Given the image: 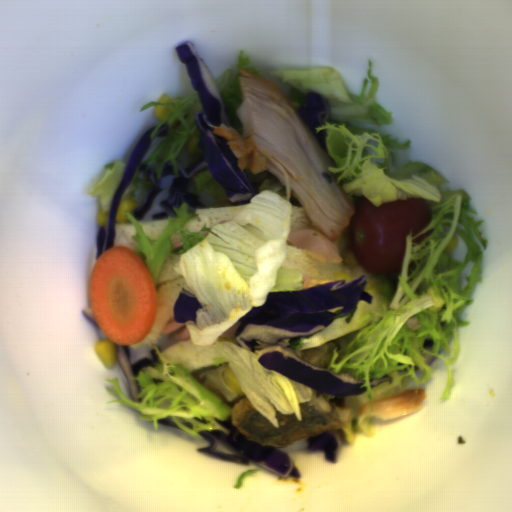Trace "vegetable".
I'll list each match as a JSON object with an SVG mask.
<instances>
[{
    "instance_id": "obj_1",
    "label": "vegetable",
    "mask_w": 512,
    "mask_h": 512,
    "mask_svg": "<svg viewBox=\"0 0 512 512\" xmlns=\"http://www.w3.org/2000/svg\"><path fill=\"white\" fill-rule=\"evenodd\" d=\"M269 74L291 87L285 93L297 110L307 106L309 93H320L328 102L329 119L317 132L326 130V150L336 167L328 166L337 183L355 205L362 196L376 207L386 202L422 198L430 206L432 222L413 236L405 237L400 273L381 274L376 285L384 297L382 308L362 317L359 330L338 338L328 369L347 372L364 381L361 395L352 396L361 408L374 400L406 392L409 382L426 383L434 371L422 354L439 357L447 374L440 400L449 398L453 388L451 367L460 352V327L466 307L473 305L472 292L483 283V254L488 241L482 236L484 219H477L471 197L462 190H444L449 183L435 168L422 162L398 165L395 149L411 147L410 138L398 143L392 134L382 135L369 124L389 126L392 112L378 104L379 80L372 75L369 60L359 95L347 91L338 71L328 66L307 69L279 68ZM435 228L421 244L413 239ZM454 234L459 245L445 252ZM434 340L427 352L424 340ZM392 377L369 387L371 378Z\"/></svg>"
},
{
    "instance_id": "obj_2",
    "label": "vegetable",
    "mask_w": 512,
    "mask_h": 512,
    "mask_svg": "<svg viewBox=\"0 0 512 512\" xmlns=\"http://www.w3.org/2000/svg\"><path fill=\"white\" fill-rule=\"evenodd\" d=\"M186 200L154 240L147 236L134 212H124L132 223L135 253L144 254V264L156 287L163 263L172 250L170 237L180 232V258L172 270L185 278L188 291L199 305L195 321H184L194 345L213 346L228 361L239 385L256 411L276 428L277 412L301 421V402L312 399L311 386L265 368L258 356L269 346L255 341L253 352L233 342L219 341L252 307L264 304L268 292L301 290L302 274L282 268L291 231L292 204L280 179H265L251 201L230 222L199 232L183 225L196 217Z\"/></svg>"
},
{
    "instance_id": "obj_3",
    "label": "vegetable",
    "mask_w": 512,
    "mask_h": 512,
    "mask_svg": "<svg viewBox=\"0 0 512 512\" xmlns=\"http://www.w3.org/2000/svg\"><path fill=\"white\" fill-rule=\"evenodd\" d=\"M152 346L159 362L143 367L135 377L130 378L138 381L137 399H141V402L133 401L122 391L119 377L105 379L112 382L115 388L105 387L106 390L120 398L110 402L140 411V419L151 421L155 430L159 425L157 421L172 417L181 430L202 440H207L199 434L204 431L223 430L226 434L230 433L218 420L231 418L232 408L204 388L182 363L163 356L156 344Z\"/></svg>"
},
{
    "instance_id": "obj_4",
    "label": "vegetable",
    "mask_w": 512,
    "mask_h": 512,
    "mask_svg": "<svg viewBox=\"0 0 512 512\" xmlns=\"http://www.w3.org/2000/svg\"><path fill=\"white\" fill-rule=\"evenodd\" d=\"M168 106L169 113L159 119L156 127L151 133V138L155 137L156 131L164 124L168 125L167 136H162V141L155 147L153 152L146 160H141L134 175L132 182L126 187L121 199L132 198L139 205L142 198L154 187L149 171L154 168L155 179H160L165 163L172 160L174 165L173 175L176 177L178 167L176 159H178L182 149L187 144L190 135H194L196 127L195 119L201 110L203 104L200 100L198 92L191 93L185 99L178 100L177 104L158 103L150 101L140 108V112H144L149 107ZM149 164L145 170L139 171L142 164Z\"/></svg>"
},
{
    "instance_id": "obj_5",
    "label": "vegetable",
    "mask_w": 512,
    "mask_h": 512,
    "mask_svg": "<svg viewBox=\"0 0 512 512\" xmlns=\"http://www.w3.org/2000/svg\"><path fill=\"white\" fill-rule=\"evenodd\" d=\"M244 52L245 51L240 50L237 66L235 68H229L215 80L230 118V127L239 132L242 136L244 134V126L236 113V110L241 107L243 99L240 85V77H242L243 74L240 73V69L261 78L263 76L261 68L257 69L249 65L251 58L245 57Z\"/></svg>"
},
{
    "instance_id": "obj_6",
    "label": "vegetable",
    "mask_w": 512,
    "mask_h": 512,
    "mask_svg": "<svg viewBox=\"0 0 512 512\" xmlns=\"http://www.w3.org/2000/svg\"><path fill=\"white\" fill-rule=\"evenodd\" d=\"M127 164L122 160L105 165L104 175L89 189L92 198H99V211L108 212L115 192L124 176Z\"/></svg>"
},
{
    "instance_id": "obj_7",
    "label": "vegetable",
    "mask_w": 512,
    "mask_h": 512,
    "mask_svg": "<svg viewBox=\"0 0 512 512\" xmlns=\"http://www.w3.org/2000/svg\"><path fill=\"white\" fill-rule=\"evenodd\" d=\"M352 433H361L366 437H375V425L372 423V416H364L362 419L356 416L351 420Z\"/></svg>"
},
{
    "instance_id": "obj_8",
    "label": "vegetable",
    "mask_w": 512,
    "mask_h": 512,
    "mask_svg": "<svg viewBox=\"0 0 512 512\" xmlns=\"http://www.w3.org/2000/svg\"><path fill=\"white\" fill-rule=\"evenodd\" d=\"M259 470L260 469H250V470L245 471L244 473H242L240 475V477L238 478V480H237V482H236L234 487L237 488V489H242L245 478H247L248 476H254L255 474H257L259 472Z\"/></svg>"
}]
</instances>
